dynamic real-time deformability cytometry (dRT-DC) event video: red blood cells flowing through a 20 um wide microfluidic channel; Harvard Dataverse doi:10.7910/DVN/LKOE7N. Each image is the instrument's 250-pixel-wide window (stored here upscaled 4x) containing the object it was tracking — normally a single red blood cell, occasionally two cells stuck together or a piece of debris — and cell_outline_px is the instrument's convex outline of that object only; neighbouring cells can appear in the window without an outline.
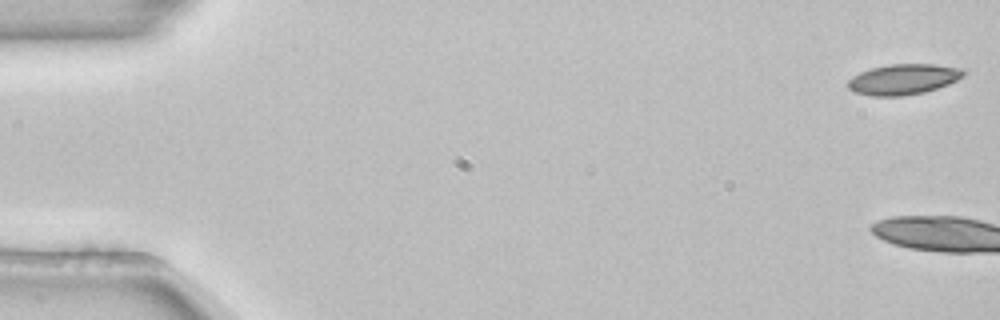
{"species": "common noctule bat (a hibernating species)", "species_latin": "Nyctalus noctula", "temperature_condition": "room temperature", "stored_images_in_passage": 4, "camera_frame_rate_fps": 3000, "um_per_image_px": 0.085, "animal": {"sex": "female", "body_mass_g": 22.7, "forearm_length_mm": 54.2}, "frame": {"image": 1, "passage_image": 1, "time_ms": 0.0, "image_size_px": [1000, 320], "cell_outline_px": [[964, 76], [948, 84], [924, 92], [900, 96], [872, 96], [852, 92], [848, 88], [848, 80], [852, 76], [860, 72], [872, 68], [888, 64], [936, 64], [964, 68]], "centroid_in_image_um": [76.77, 6.73], "position_along_channel_um": 8.2, "area_um2": 20.63}}